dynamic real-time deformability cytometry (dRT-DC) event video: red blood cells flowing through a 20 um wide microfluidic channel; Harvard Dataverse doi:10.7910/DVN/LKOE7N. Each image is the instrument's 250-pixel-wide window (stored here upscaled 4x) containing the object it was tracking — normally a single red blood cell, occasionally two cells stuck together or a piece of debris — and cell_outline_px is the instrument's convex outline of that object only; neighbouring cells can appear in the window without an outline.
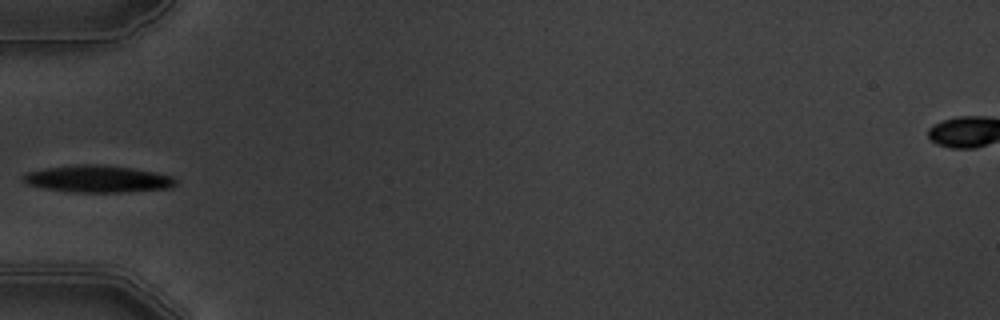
{"species": "common noctule bat (a hibernating species)", "species_latin": "Nyctalus noctula", "temperature_condition": "warm", "stored_images_in_passage": 6, "camera_frame_rate_fps": 3000, "um_per_image_px": 0.085, "animal": {"sex": "male", "body_mass_g": 19.5, "forearm_length_mm": 54.6}, "frame": {"image": 1, "passage_image": 6, "time_ms": 5.667, "image_size_px": [1000, 320], "cell_outline_px": [[176, 184], [172, 188], [120, 192], [72, 192], [44, 188], [28, 184], [20, 176], [28, 172], [44, 168], [84, 164], [96, 164], [132, 168], [172, 176], [176, 180]], "centroid_in_image_um": [8.3, 15.21], "position_along_channel_um": 76.7, "area_um2": 23.76}}